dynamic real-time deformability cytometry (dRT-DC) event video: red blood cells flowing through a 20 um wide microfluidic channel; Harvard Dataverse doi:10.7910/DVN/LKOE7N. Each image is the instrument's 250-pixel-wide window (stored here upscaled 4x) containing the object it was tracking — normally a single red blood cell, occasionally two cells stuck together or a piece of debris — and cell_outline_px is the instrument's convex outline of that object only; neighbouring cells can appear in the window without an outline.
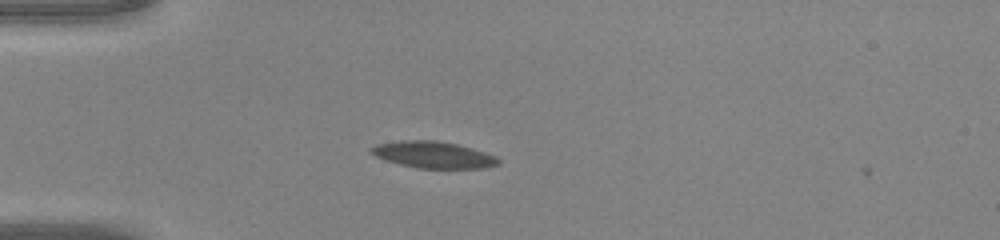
{"species": "common noctule bat (a hibernating species)", "species_latin": "Nyctalus noctula", "temperature_condition": "warm", "stored_images_in_passage": 39, "camera_frame_rate_fps": 3000, "um_per_image_px": 0.085, "animal": {"sex": "male", "body_mass_g": 20.0, "forearm_length_mm": 53.3}, "frame": {"image": 1, "passage_image": 3, "time_ms": 0.667, "image_size_px": [1000, 240], "cell_outline_px": [[500, 164], [488, 168], [416, 168], [384, 160], [368, 152], [368, 148], [376, 144], [400, 140], [436, 140], [456, 144], [472, 148], [496, 156], [500, 160]], "centroid_in_image_um": [36.81, 13.15], "position_along_channel_um": 48.2, "area_um2": 19.94}}
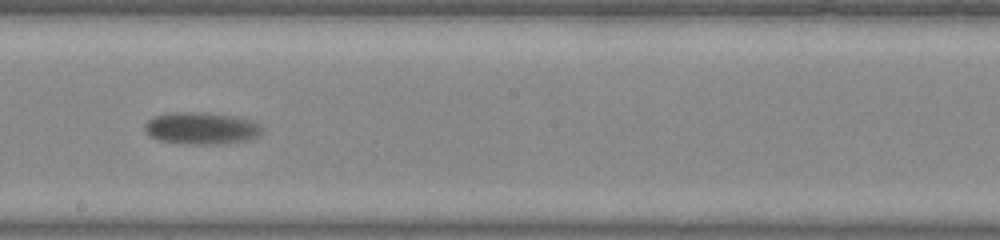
{"frame": {"image": 2, "passage_image": 18, "time_ms": 5.667, "image_size_px": [1000, 240], "cell_outline_px": [[260, 136], [252, 140], [220, 144], [180, 144], [160, 140], [148, 136], [144, 128], [144, 124], [148, 120], [156, 116], [168, 112], [204, 112], [232, 116], [252, 120], [260, 124]], "centroid_in_image_um": [17.11, 10.91], "position_along_channel_um": 231.1, "area_um2": 22.2}}
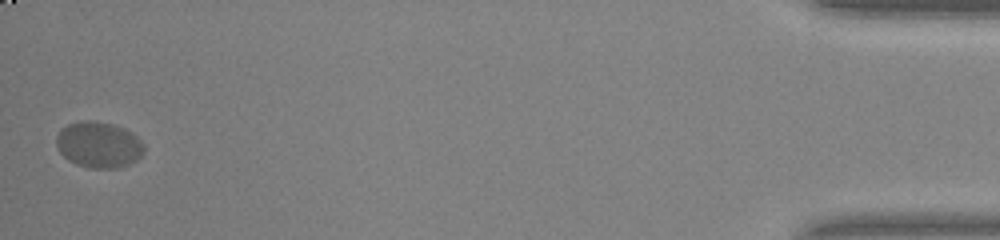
{"frame": {"image": 3, "passage_image": 39, "time_ms": 12.667, "image_size_px": [1000, 240], "cell_outline_px": [[144, 152], [136, 160], [128, 164], [116, 168], [88, 168], [76, 164], [68, 160], [60, 152], [56, 144], [56, 136], [60, 128], [68, 124], [80, 120], [88, 120], [112, 124], [124, 128], [132, 132], [144, 144]], "centroid_in_image_um": [8.37, 12.29], "position_along_channel_um": 426.8, "area_um2": 23.64}}